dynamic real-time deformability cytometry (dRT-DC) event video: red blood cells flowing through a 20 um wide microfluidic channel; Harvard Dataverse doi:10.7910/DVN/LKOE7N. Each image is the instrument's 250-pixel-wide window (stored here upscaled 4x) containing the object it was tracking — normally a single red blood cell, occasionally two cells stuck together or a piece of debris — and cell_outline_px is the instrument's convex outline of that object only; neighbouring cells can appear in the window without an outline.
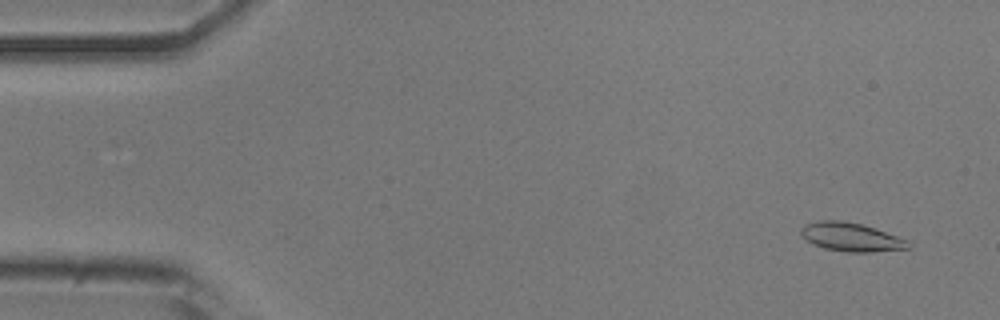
{"species": "common noctule bat (a hibernating species)", "species_latin": "Nyctalus noctula", "temperature_condition": "room temperature", "stored_images_in_passage": 51, "camera_frame_rate_fps": 3000, "um_per_image_px": 0.085, "animal": {"sex": "male", "body_mass_g": 20.5, "forearm_length_mm": 52.5}, "frame": {"image": 1, "passage_image": 3, "time_ms": 0.667, "image_size_px": [1000, 320], "cell_outline_px": [[912, 248], [872, 252], [848, 252], [824, 248], [812, 244], [800, 232], [800, 228], [804, 224], [820, 220], [844, 220], [860, 224], [908, 240], [912, 244]], "centroid_in_image_um": [72.34, 20.15], "position_along_channel_um": 12.7, "area_um2": 17.8}}
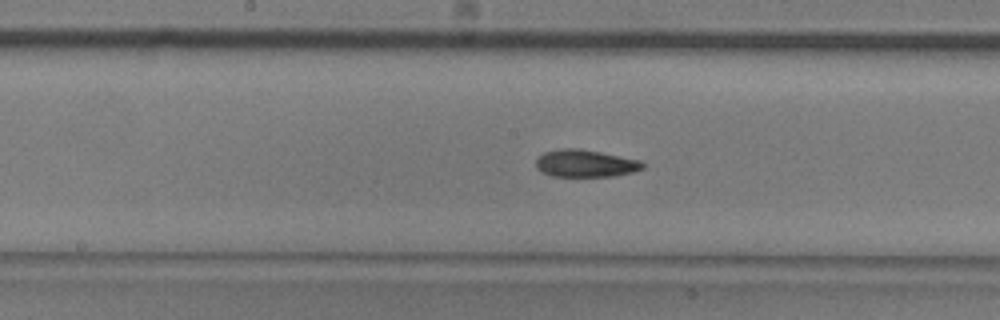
{"frame": {"image": 2, "passage_image": 26, "time_ms": 8.333, "image_size_px": [1000, 320], "cell_outline_px": [[644, 168], [636, 172], [616, 176], [552, 176], [540, 172], [536, 168], [536, 160], [544, 152], [560, 148], [580, 148], [640, 160], [644, 164]], "centroid_in_image_um": [49.76, 13.89], "position_along_channel_um": 198.4, "area_um2": 17.17}}
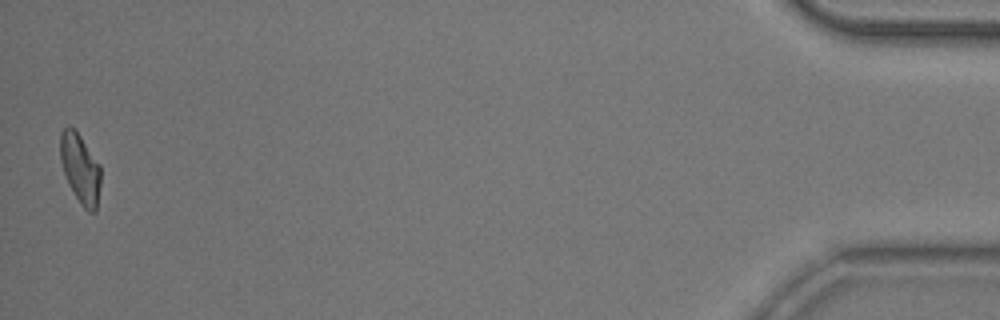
{"frame": {"image": 3, "passage_image": 51, "time_ms": 16.667, "image_size_px": [1000, 320], "cell_outline_px": [[100, 184], [96, 212], [88, 212], [80, 204], [68, 184], [60, 160], [60, 132], [68, 124], [80, 136], [100, 164]], "centroid_in_image_um": [6.81, 14.34], "position_along_channel_um": 428.4, "area_um2": 16.42}, "authors_computed_cell_mechanics": {"area_um2": 16.8776, "velocity_mm_per_s": 3.8913, "shape_relaxation_time_tau1_ms": 8.1624, "shape_relaxation_time_tau2_ms": 3.7596, "deformation_change_tau1": 0.1992, "deformation_change_tau2": 0.1053}}